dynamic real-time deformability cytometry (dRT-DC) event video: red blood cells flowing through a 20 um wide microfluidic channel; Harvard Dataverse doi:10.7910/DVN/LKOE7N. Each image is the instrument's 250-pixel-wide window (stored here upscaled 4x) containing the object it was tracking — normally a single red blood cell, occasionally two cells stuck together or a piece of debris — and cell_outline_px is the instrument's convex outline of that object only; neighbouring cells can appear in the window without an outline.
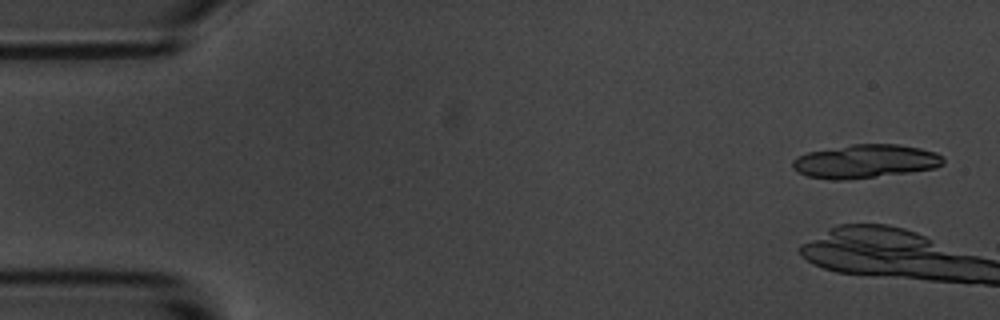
{"species": "common noctule bat (a hibernating species)", "species_latin": "Nyctalus noctula", "temperature_condition": "room temperature", "stored_images_in_passage": 7, "segment_of_instrument_passage": [1, 2], "camera_frame_rate_fps": 3000, "um_per_image_px": 0.085, "animal": {"sex": "male", "body_mass_g": 20.1, "forearm_length_mm": 53.5}, "frame": {"image": 1, "passage_image": 1, "time_ms": 0.0, "image_size_px": [1000, 320], "cell_outline_px": [[944, 164], [936, 168], [908, 172], [848, 180], [832, 180], [808, 176], [796, 172], [792, 168], [792, 160], [796, 156], [808, 152], [852, 144], [900, 144], [920, 148], [936, 152], [944, 156]], "centroid_in_image_um": [73.55, 13.71], "position_along_channel_um": 11.5, "area_um2": 29.71}}